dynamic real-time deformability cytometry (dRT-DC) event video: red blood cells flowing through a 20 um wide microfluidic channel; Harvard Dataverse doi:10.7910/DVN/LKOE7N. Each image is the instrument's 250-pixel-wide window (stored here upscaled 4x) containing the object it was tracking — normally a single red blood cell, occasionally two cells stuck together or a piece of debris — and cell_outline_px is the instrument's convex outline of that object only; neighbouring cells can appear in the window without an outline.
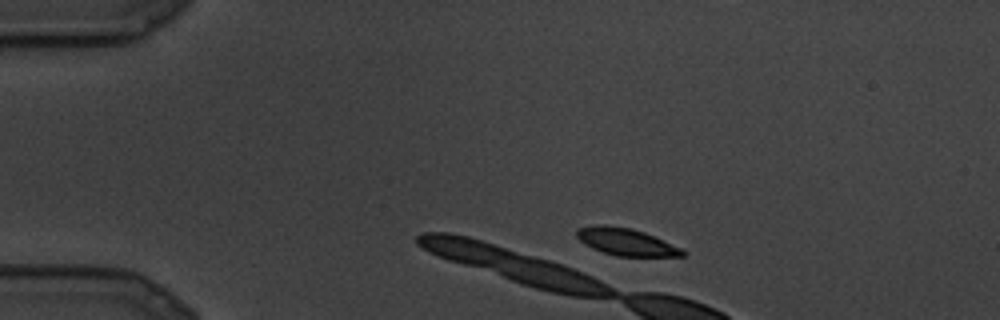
{"species": "common noctule bat (a hibernating species)", "species_latin": "Nyctalus noctula", "temperature_condition": "cold", "stored_images_in_passage": 7, "camera_frame_rate_fps": 3000, "um_per_image_px": 0.085, "animal": {"sex": "male", "body_mass_g": 19.5, "forearm_length_mm": 54.6}, "frame": {"image": 1, "passage_image": 4, "time_ms": 1.0, "image_size_px": [1000, 320], "cell_outline_px": [[684, 256], [616, 256], [592, 248], [584, 244], [576, 236], [576, 228], [596, 224], [604, 224], [632, 228], [644, 232], [680, 248], [684, 252]], "centroid_in_image_um": [53.14, 20.54], "position_along_channel_um": 31.9, "area_um2": 16.65}}